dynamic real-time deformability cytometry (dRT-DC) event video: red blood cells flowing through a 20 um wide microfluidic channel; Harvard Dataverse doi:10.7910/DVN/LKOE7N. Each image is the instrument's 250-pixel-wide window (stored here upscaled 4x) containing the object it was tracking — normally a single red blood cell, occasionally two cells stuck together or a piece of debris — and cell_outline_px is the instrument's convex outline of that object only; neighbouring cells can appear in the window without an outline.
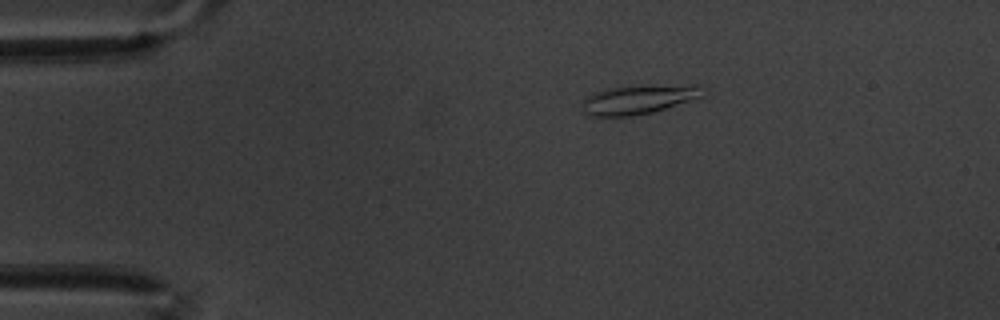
{"species": "common noctule bat (a hibernating species)", "species_latin": "Nyctalus noctula", "temperature_condition": "warm", "stored_images_in_passage": 52, "camera_frame_rate_fps": 3000, "um_per_image_px": 0.085, "animal": {"sex": "male", "body_mass_g": 20.1, "forearm_length_mm": 53.5}, "frame": {"image": 1, "passage_image": 3, "time_ms": 0.667, "image_size_px": [1000, 320], "cell_outline_px": [[700, 96], [652, 112], [628, 116], [588, 116], [584, 112], [580, 104], [588, 96], [596, 92], [612, 88], [640, 84], [696, 84]], "centroid_in_image_um": [54.17, 8.43], "position_along_channel_um": 30.8, "area_um2": 20.17}}
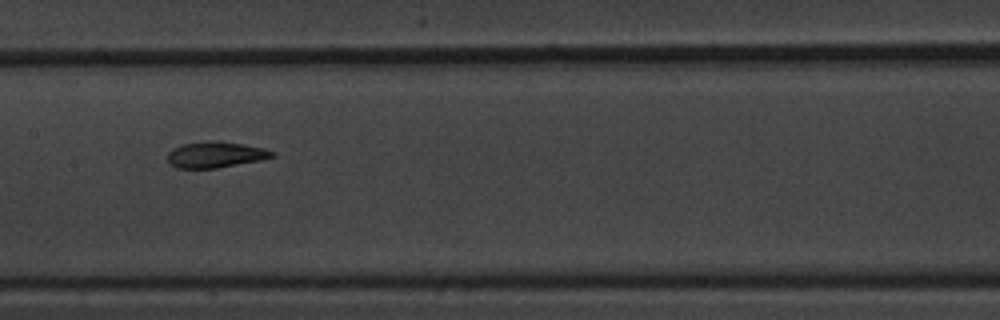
{"frame": {"image": 2, "passage_image": 22, "time_ms": 7.0, "image_size_px": [1000, 320], "cell_outline_px": [[276, 156], [264, 160], [216, 168], [176, 168], [168, 164], [168, 152], [172, 148], [180, 144], [208, 140], [220, 140], [244, 144], [264, 148], [276, 152]], "centroid_in_image_um": [18.33, 13.13], "position_along_channel_um": 189.1, "area_um2": 16.36}}
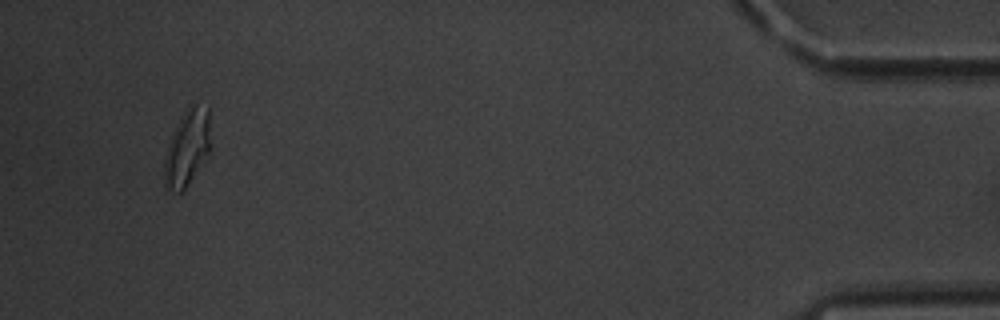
{"frame": {"image": 3, "passage_image": 49, "time_ms": 16.0, "image_size_px": [1000, 320], "cell_outline_px": [[212, 148], [208, 156], [188, 184], [180, 192], [176, 192], [164, 188], [164, 156], [172, 132], [180, 116], [192, 104], [196, 104], [208, 108]], "centroid_in_image_um": [15.92, 12.57], "position_along_channel_um": 419.3, "area_um2": 20.92}, "authors_computed_cell_mechanics": {"area_um2": 16.2707, "velocity_mm_per_s": 3.3511, "shape_relaxation_time_tau1_ms": 8.0001, "shape_relaxation_time_tau2_ms": 2.2665, "deformation_change_tau1": 0.2318, "deformation_change_tau2": 0.0761}}